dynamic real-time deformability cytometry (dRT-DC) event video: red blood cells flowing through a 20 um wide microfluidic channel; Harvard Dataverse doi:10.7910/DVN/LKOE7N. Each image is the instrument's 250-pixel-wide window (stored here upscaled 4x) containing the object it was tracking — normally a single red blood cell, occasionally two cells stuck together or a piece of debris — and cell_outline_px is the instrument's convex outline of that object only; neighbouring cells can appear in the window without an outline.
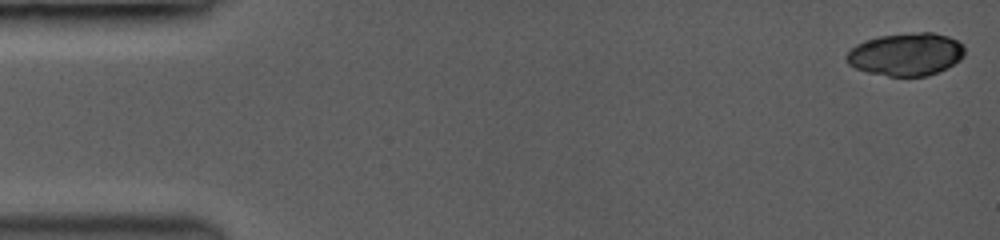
{"species": "common noctule bat (a hibernating species)", "species_latin": "Nyctalus noctula", "temperature_condition": "room temperature", "stored_images_in_passage": 39, "camera_frame_rate_fps": 3500, "um_per_image_px": 0.085, "animal": {"sex": "female", "body_mass_g": 19.0, "forearm_length_mm": 53.3}, "frame": {"image": 1, "passage_image": 1, "time_ms": 0.0, "image_size_px": [1000, 240], "cell_outline_px": [[964, 56], [960, 60], [948, 68], [928, 76], [888, 76], [868, 72], [856, 68], [848, 64], [848, 52], [856, 44], [864, 40], [880, 36], [920, 32], [932, 32], [948, 36], [956, 40], [964, 48]], "centroid_in_image_um": [77.04, 4.62], "position_along_channel_um": 8.0, "area_um2": 29.3}}
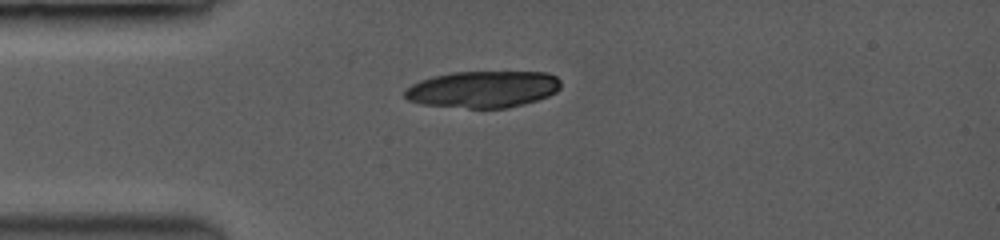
{"frame": {"image": 2, "passage_image": 11, "time_ms": 4.0, "image_size_px": [1000, 240], "cell_outline_px": [[560, 88], [556, 92], [548, 96], [536, 100], [508, 108], [468, 108], [424, 104], [408, 100], [404, 96], [404, 92], [412, 84], [420, 80], [432, 76], [456, 72], [548, 72], [556, 76], [560, 80]], "centroid_in_image_um": [41.07, 7.58], "position_along_channel_um": 43.9, "area_um2": 33.29}}